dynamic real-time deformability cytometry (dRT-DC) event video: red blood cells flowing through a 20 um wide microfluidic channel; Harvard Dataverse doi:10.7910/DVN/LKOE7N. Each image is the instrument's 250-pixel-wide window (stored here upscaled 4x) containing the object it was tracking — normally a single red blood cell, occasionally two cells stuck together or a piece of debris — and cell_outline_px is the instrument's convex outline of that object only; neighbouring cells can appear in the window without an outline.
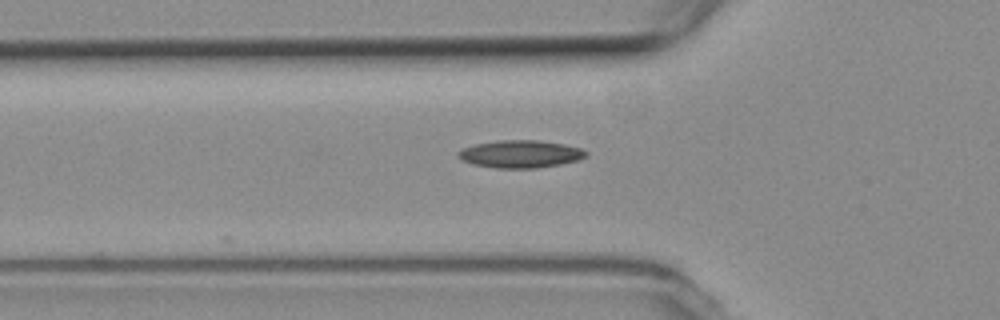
{"species": "common noctule bat (a hibernating species)", "species_latin": "Nyctalus noctula", "temperature_condition": "room temperature", "stored_images_in_passage": 4, "camera_frame_rate_fps": 3000, "um_per_image_px": 0.085, "animal": {"sex": "female", "body_mass_g": 19.3, "forearm_length_mm": 54.1}, "frame": {"image": 1, "passage_image": 4, "time_ms": 3.333, "image_size_px": [1000, 320], "cell_outline_px": [[588, 156], [580, 160], [560, 164], [536, 168], [496, 168], [472, 164], [460, 160], [456, 156], [456, 152], [460, 148], [476, 144], [500, 140], [540, 140], [564, 144], [580, 148], [588, 152]], "centroid_in_image_um": [44.21, 13.09], "position_along_channel_um": 81.6, "area_um2": 20.81}}